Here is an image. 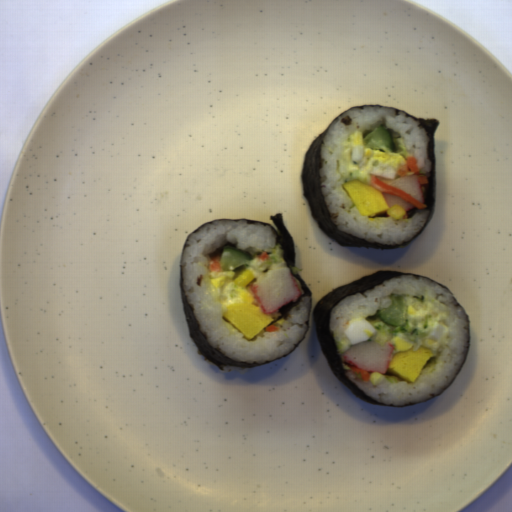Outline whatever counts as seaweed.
Returning a JSON list of instances; mask_svg holds the SVG:
<instances>
[{
    "label": "seaweed",
    "instance_id": "3",
    "mask_svg": "<svg viewBox=\"0 0 512 512\" xmlns=\"http://www.w3.org/2000/svg\"><path fill=\"white\" fill-rule=\"evenodd\" d=\"M269 219L271 220V222L276 227V228L275 227H273V228H274V230L276 232V235L278 237L279 243L282 245V247L284 249V256H285L286 262H287V264H288V266H289V268L291 270L292 276H295L296 278H298L300 280V282L302 284V288L304 290V295H301V297L295 303H290L289 305H287V306L283 307L282 309L278 310L280 312V314H281V317H279V318L284 317L287 314V312L291 308H293L295 305H297L304 296H308L309 295L310 301H311V315H310V321H309V329H310L311 316H312V308H313L312 293H311V290H310L308 284L306 283V281L304 279H302L298 274H294L293 270H292V267H296L295 241H294V238L289 233V231H288V229H287V227L285 225V221H284L283 213L282 212L281 213H277L276 215L269 216ZM220 220H243V219H239V218H220V219H217V220H214V221H220ZM244 220H248L249 223L260 222V223H263L264 225H270V224H268V223H266L264 221H254V220H251V219H244ZM214 221L206 222V223L202 224L201 226H199L198 228H196L194 231H192L186 237V240L197 229H199L200 227H202L203 225H205L207 223H212ZM270 226H272V225H270ZM183 247H184V244H183V246H182V248L180 250L179 258L181 257V253H182ZM179 263H180V260H179ZM179 290H180V294H181V298H182L184 316H185V319H186V322H187V325H188V328H189V337L197 345L198 353L204 358V360L214 364L215 366H217L223 372H224V368L225 367L246 368V369L247 368H253V367H260V366L272 363L274 361H277L279 359H282L284 357H287L288 355L293 353L304 342L305 338L307 337V335L309 333V330H308L304 340L292 352H290L288 355H286V356H284L282 358H279V359H276V360H273V361H267V362H264L262 364L235 363L234 361H232L231 359H229L228 357H226L225 355H223L222 353H220L219 351H217L213 347H211L209 345V343L207 342L206 338L204 337V335L199 331L197 323H196V321L194 319V316H193V314H192V312H191V310H190V308H189V306H188V304L186 302L185 293H184V290L182 288V283H181V263H180Z\"/></svg>",
    "mask_w": 512,
    "mask_h": 512
},
{
    "label": "seaweed",
    "instance_id": "2",
    "mask_svg": "<svg viewBox=\"0 0 512 512\" xmlns=\"http://www.w3.org/2000/svg\"><path fill=\"white\" fill-rule=\"evenodd\" d=\"M401 275L409 274L403 273L399 270L376 271L368 274L349 284L339 286L320 298L315 304L313 311L314 326L319 346L329 368L333 372L334 376L351 392L370 405L387 406L376 402L365 394L346 374L342 359L337 352L336 339L330 328L331 311L346 297L356 294H364L367 290Z\"/></svg>",
    "mask_w": 512,
    "mask_h": 512
},
{
    "label": "seaweed",
    "instance_id": "4",
    "mask_svg": "<svg viewBox=\"0 0 512 512\" xmlns=\"http://www.w3.org/2000/svg\"><path fill=\"white\" fill-rule=\"evenodd\" d=\"M413 276H417V277H427V276H425V275H417V274H416V275H413ZM428 278H430V277H428ZM431 279H432V278H431ZM433 280H434V279H433ZM434 281H436L438 284H440L441 286H443L444 288H446V289H448V290L450 291V289H449L447 286H445L444 284H442L441 282H439V281H437V280H434ZM450 292H451V291H450ZM451 293H452V292H451ZM452 294H453V293H452ZM453 296H454V294H453ZM454 298H455V300L459 303V301L456 299V297H455V296H454ZM459 304H460V303H459ZM460 305H461V304H460ZM461 307L463 308V306H462V305H461ZM463 309H464V308H463ZM464 310H465V309H464ZM465 311H466V310H465ZM466 313H467V311H466ZM467 315H468V319H469V333H468V349H467L466 359H465V361H464V364H463V366H462L461 370H460V371H459V373L457 374V376L454 378V380L450 383V385H449V386H448V387H447V388H446V389H445V390H444L440 395L444 394V393H445V392H446V391H447V390L452 386V384L454 383V381L456 380V378H457V377L459 376V374L461 373V371H462V369H463V367H464V365H465V363H466V361H467V358H468V356H469L470 346H471V321H470V317H469V314H468V313H467ZM440 395H438V396H440ZM438 396H435V397H433V398H431V399H428V400L423 401V402H420V403H410V404H405L404 406H401V407H409V406H413V405H418V404H422V403H427V402L431 401L432 399H434V398H436V397H438Z\"/></svg>",
    "mask_w": 512,
    "mask_h": 512
},
{
    "label": "seaweed",
    "instance_id": "1",
    "mask_svg": "<svg viewBox=\"0 0 512 512\" xmlns=\"http://www.w3.org/2000/svg\"><path fill=\"white\" fill-rule=\"evenodd\" d=\"M368 106H378V107H385V108H392L396 109V112H404L407 114V116H412L415 120L421 122L420 127H426L429 136H430V148H429V159L431 160L433 164V169L430 173L429 183L426 185L428 194L425 198V204H427V209L431 210L430 215L428 217L427 223L424 226V228L411 240H409L406 243H403L399 246H387L383 244L378 243H371L356 237L351 236L350 234L346 232H339L336 225L331 222L329 218V212L325 207V204L322 199L321 195V189H320V179L318 176V168L320 167V144L322 142V139L324 135L326 134L327 130L330 128V126L333 124L334 120L338 118H334L331 123L325 128V130L317 136L310 148L308 149L303 165L301 168V192L302 195L305 197V199L309 203L310 211L312 218L318 223L320 228L323 230V232L334 242L339 244L342 247H372V248H378V249H394V248H400L402 246H405L407 244L412 243L431 223L434 213H435V189H436V168H435V144H434V133L439 125V120L435 118H418L415 115L400 110L394 106H382L380 104H364L360 107L361 109H364Z\"/></svg>",
    "mask_w": 512,
    "mask_h": 512
}]
</instances>
